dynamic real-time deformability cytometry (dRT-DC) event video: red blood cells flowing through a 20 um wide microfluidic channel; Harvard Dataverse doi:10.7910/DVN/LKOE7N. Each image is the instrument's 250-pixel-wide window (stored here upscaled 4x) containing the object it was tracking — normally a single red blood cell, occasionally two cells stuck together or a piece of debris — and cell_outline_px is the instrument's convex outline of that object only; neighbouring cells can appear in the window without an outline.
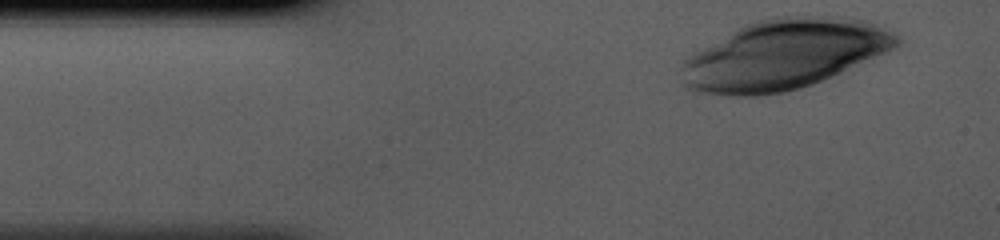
{"species": "human", "species_latin": "Homo sapiens", "temperature_condition": "cold", "stored_images_in_passage": 33, "camera_frame_rate_fps": 3000, "um_per_image_px": 0.085, "donor": {"sex": "male"}, "frame": {"image": 1, "passage_image": 1, "time_ms": 0.0, "image_size_px": [1000, 240], "cell_outline_px": [[900, 44], [888, 52], [832, 76], [812, 84], [800, 88], [784, 92], [756, 96], [732, 96], [692, 92], [684, 88], [680, 84], [680, 64], [692, 52], [744, 24], [776, 16], [812, 16], [864, 20], [892, 32], [900, 40]], "centroid_in_image_um": [66.52, 4.67], "position_along_channel_um": 18.5, "area_um2": 87.8}}